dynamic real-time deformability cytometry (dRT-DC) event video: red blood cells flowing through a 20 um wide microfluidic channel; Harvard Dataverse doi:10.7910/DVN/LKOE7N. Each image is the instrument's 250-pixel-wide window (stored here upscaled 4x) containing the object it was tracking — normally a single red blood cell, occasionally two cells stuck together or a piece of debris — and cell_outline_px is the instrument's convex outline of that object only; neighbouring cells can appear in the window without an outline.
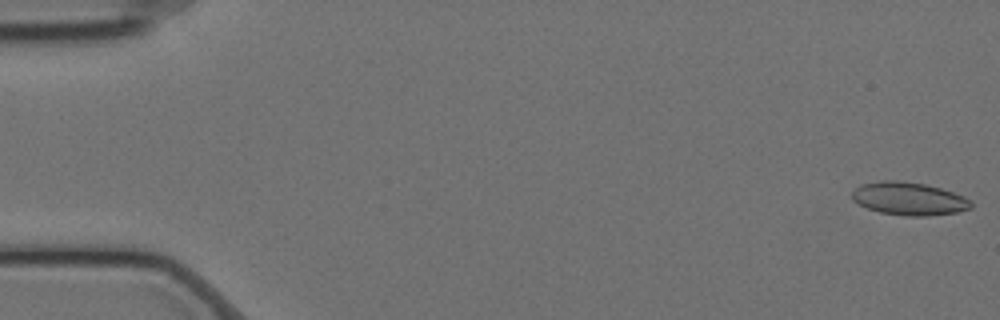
{"species": "Egyptian fruit bat (a non-hibernating species)", "species_latin": "Rousettus aegyptiacus", "temperature_condition": "cold", "stored_images_in_passage": 10, "camera_frame_rate_fps": 3000, "um_per_image_px": 0.085, "animal": {"sex": "female"}, "frame": {"image": 1, "passage_image": 1, "time_ms": 0.0, "image_size_px": [1000, 320], "cell_outline_px": [[972, 208], [956, 212], [928, 216], [908, 216], [880, 212], [868, 208], [852, 200], [852, 192], [860, 184], [880, 180], [900, 180], [924, 184], [940, 188], [964, 196], [972, 200]], "centroid_in_image_um": [77.26, 16.88], "position_along_channel_um": 7.7, "area_um2": 22.89}}